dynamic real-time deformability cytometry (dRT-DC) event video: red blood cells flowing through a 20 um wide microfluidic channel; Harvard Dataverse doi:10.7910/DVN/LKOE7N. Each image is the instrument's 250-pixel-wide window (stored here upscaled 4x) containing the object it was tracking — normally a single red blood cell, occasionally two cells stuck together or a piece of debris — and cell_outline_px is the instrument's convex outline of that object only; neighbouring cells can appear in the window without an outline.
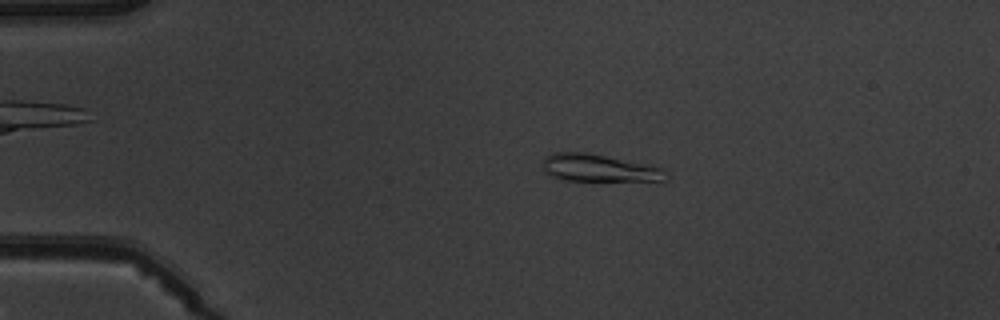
{"species": "common noctule bat (a hibernating species)", "species_latin": "Nyctalus noctula", "temperature_condition": "warm", "stored_images_in_passage": 5, "camera_frame_rate_fps": 3000, "um_per_image_px": 0.085, "animal": {"sex": "male", "body_mass_g": 19.5, "forearm_length_mm": 54.6}, "frame": {"image": 1, "passage_image": 3, "time_ms": 2.333, "image_size_px": [1000, 320], "cell_outline_px": [[668, 180], [564, 180], [548, 176], [544, 172], [544, 156], [552, 152], [584, 152], [648, 164], [664, 168], [668, 172]], "centroid_in_image_um": [50.9, 14.28], "position_along_channel_um": 34.1, "area_um2": 19.65}}